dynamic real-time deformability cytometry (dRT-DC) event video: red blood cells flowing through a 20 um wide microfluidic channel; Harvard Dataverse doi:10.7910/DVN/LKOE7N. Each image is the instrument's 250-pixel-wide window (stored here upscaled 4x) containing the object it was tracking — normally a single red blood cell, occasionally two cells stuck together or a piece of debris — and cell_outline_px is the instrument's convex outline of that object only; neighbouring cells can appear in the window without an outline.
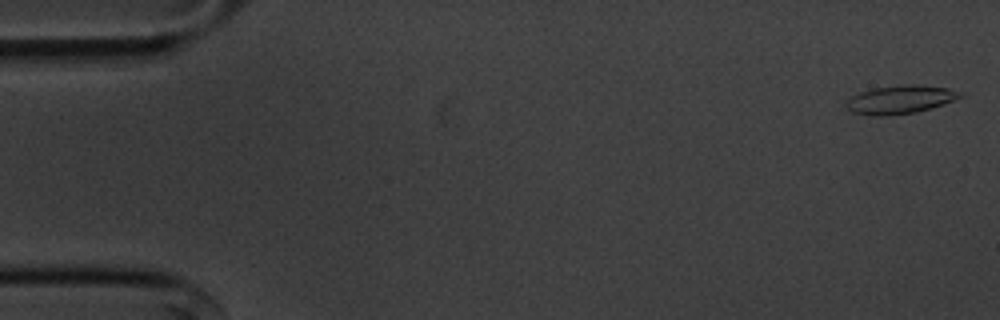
{"species": "common noctule bat (a hibernating species)", "species_latin": "Nyctalus noctula", "temperature_condition": "cold", "stored_images_in_passage": 55, "camera_frame_rate_fps": 3000, "um_per_image_px": 0.085, "animal": {"sex": "male", "body_mass_g": 20.1, "forearm_length_mm": 53.5}, "frame": {"image": 1, "passage_image": 1, "time_ms": 0.0, "image_size_px": [1000, 320], "cell_outline_px": [[964, 96], [944, 104], [916, 112], [884, 116], [872, 116], [852, 112], [844, 104], [852, 96], [860, 92], [876, 88], [908, 84], [916, 84], [948, 88], [964, 92]], "centroid_in_image_um": [76.55, 8.46], "position_along_channel_um": 8.4, "area_um2": 18.79}}
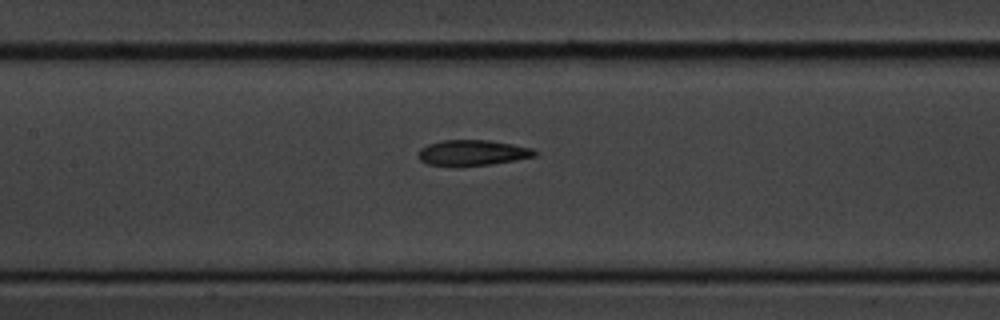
{"frame": {"image": 2, "passage_image": 25, "time_ms": 8.0, "image_size_px": [1000, 320], "cell_outline_px": [[536, 156], [516, 160], [492, 164], [428, 164], [420, 160], [420, 148], [428, 144], [444, 140], [488, 140], [512, 144], [532, 148], [536, 152]], "centroid_in_image_um": [40.21, 12.95], "position_along_channel_um": 167.2, "area_um2": 16.7}}
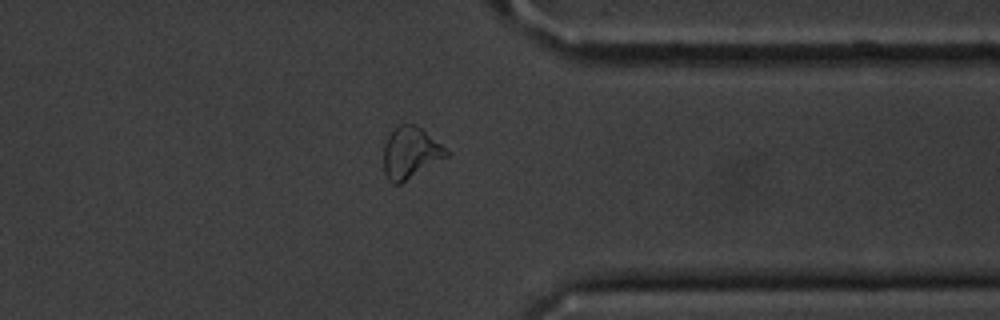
{"frame": {"image": 3, "passage_image": 43, "time_ms": 14.0, "image_size_px": [1000, 320], "cell_outline_px": [[452, 152], [448, 156], [400, 184], [392, 184], [388, 180], [384, 172], [384, 144], [388, 136], [400, 124], [416, 124]], "centroid_in_image_um": [34.91, 12.99], "position_along_channel_um": 376.5, "area_um2": 18.84}, "authors_computed_cell_mechanics": {"area_um2": 18.0336, "velocity_mm_per_s": 3.5871, "shape_relaxation_time_tau1_ms": 5.447, "shape_relaxation_time_tau2_ms": 3.5748, "deformation_change_tau1": 0.1323, "deformation_change_tau2": 0.1035}}